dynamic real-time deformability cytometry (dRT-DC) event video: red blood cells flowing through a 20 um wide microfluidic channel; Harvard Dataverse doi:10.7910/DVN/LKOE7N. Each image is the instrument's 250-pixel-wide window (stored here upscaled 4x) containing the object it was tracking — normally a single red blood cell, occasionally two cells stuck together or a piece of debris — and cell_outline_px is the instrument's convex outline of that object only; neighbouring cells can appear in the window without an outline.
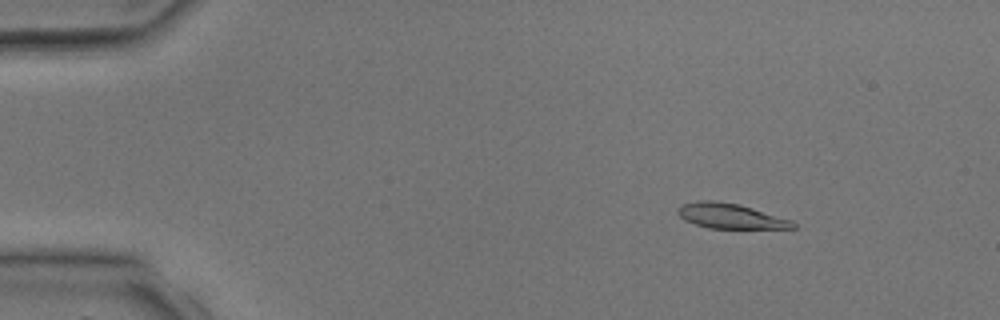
{"species": "common noctule bat (a hibernating species)", "species_latin": "Nyctalus noctula", "temperature_condition": "room temperature", "stored_images_in_passage": 3, "camera_frame_rate_fps": 3000, "um_per_image_px": 0.085, "animal": {"sex": "male", "body_mass_g": 17.9, "forearm_length_mm": 54.2}, "frame": {"image": 1, "passage_image": 1, "time_ms": 0.0, "image_size_px": [1000, 320], "cell_outline_px": [[796, 228], [708, 228], [684, 220], [676, 212], [676, 208], [680, 204], [700, 200], [712, 200], [740, 204], [792, 220], [796, 224]], "centroid_in_image_um": [62.05, 18.35], "position_along_channel_um": 23.0, "area_um2": 16.88}}